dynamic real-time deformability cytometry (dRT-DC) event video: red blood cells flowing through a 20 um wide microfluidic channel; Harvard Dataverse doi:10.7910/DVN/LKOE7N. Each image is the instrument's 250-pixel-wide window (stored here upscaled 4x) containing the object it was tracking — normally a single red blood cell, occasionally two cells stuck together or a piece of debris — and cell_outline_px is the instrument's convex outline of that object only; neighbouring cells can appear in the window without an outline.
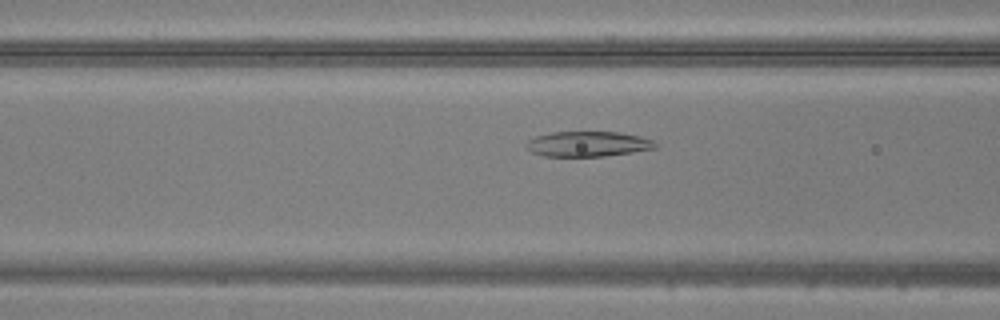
{"species": "common noctule bat (a hibernating species)", "species_latin": "Nyctalus noctula", "temperature_condition": "warm", "stored_images_in_passage": 50, "camera_frame_rate_fps": 3000, "um_per_image_px": 0.085, "animal": {"sex": "male", "body_mass_g": 20.5, "forearm_length_mm": 52.5}, "frame": {"image": 1, "passage_image": 20, "time_ms": 6.333, "image_size_px": [1000, 320], "cell_outline_px": [[656, 148], [632, 152], [604, 156], [544, 156], [532, 152], [524, 144], [528, 140], [536, 136], [552, 132], [616, 132], [640, 136], [652, 140], [656, 144]], "centroid_in_image_um": [49.95, 12.24], "position_along_channel_um": 116.7, "area_um2": 18.79}}
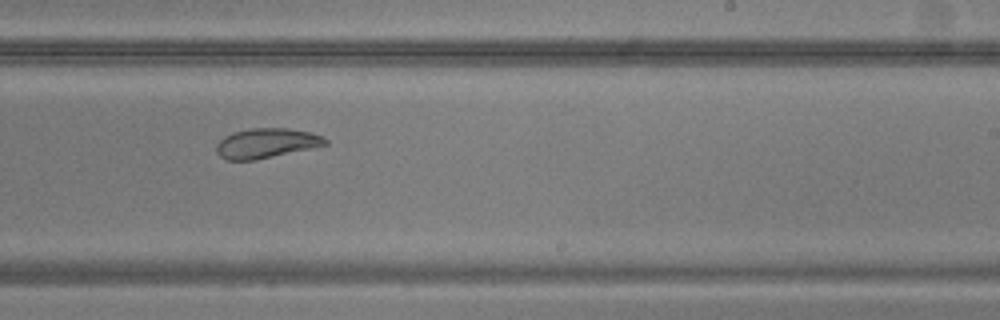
{"frame": {"image": 2, "passage_image": 31, "time_ms": 10.0, "image_size_px": [1000, 320], "cell_outline_px": [[328, 144], [272, 156], [252, 160], [224, 160], [216, 152], [216, 144], [224, 136], [232, 132], [252, 128], [288, 128], [312, 132], [328, 140]], "centroid_in_image_um": [22.59, 12.16], "position_along_channel_um": 266.4, "area_um2": 18.73}}
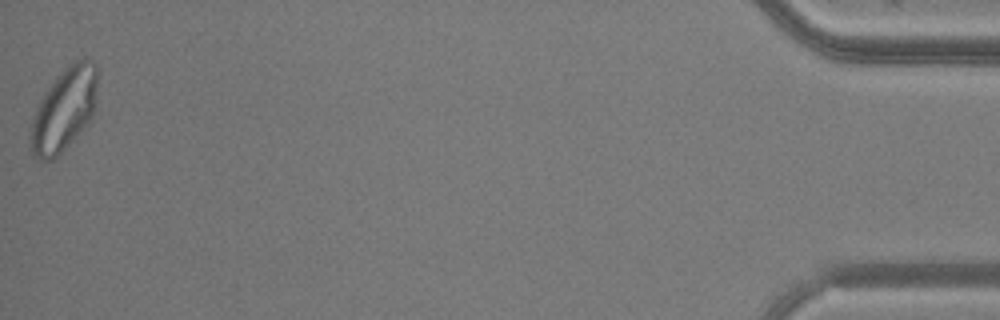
{"frame": {"image": 3, "passage_image": 50, "time_ms": 16.333, "image_size_px": [1000, 320], "cell_outline_px": [[96, 104], [92, 116], [88, 124], [52, 160], [40, 160], [32, 156], [28, 148], [28, 144], [32, 120], [36, 108], [40, 100], [56, 76], [64, 68], [76, 60], [84, 56], [92, 60], [96, 64]], "centroid_in_image_um": [5.43, 9.31], "position_along_channel_um": 429.8, "area_um2": 32.48}}